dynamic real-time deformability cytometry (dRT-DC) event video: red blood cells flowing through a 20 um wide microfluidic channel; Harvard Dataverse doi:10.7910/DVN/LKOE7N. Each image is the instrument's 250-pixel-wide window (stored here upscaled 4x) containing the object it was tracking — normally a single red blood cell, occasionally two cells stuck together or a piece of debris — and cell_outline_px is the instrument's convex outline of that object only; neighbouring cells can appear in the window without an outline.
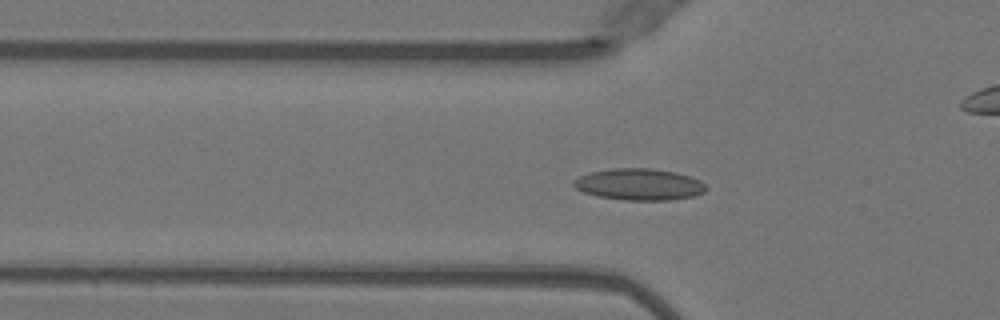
{"species": "Egyptian fruit bat (a non-hibernating species)", "species_latin": "Rousettus aegyptiacus", "temperature_condition": "warm", "stored_images_in_passage": 26, "camera_frame_rate_fps": 3000, "um_per_image_px": 0.085, "animal": {"sex": "female"}, "frame": {"image": 1, "passage_image": 3, "time_ms": 0.667, "image_size_px": [1000, 320], "cell_outline_px": [[708, 188], [704, 192], [692, 196], [668, 200], [624, 200], [596, 196], [584, 192], [576, 188], [572, 184], [572, 180], [580, 176], [592, 172], [612, 168], [652, 168], [676, 172], [700, 180]], "centroid_in_image_um": [54.32, 15.67], "position_along_channel_um": 71.5, "area_um2": 24.33}}
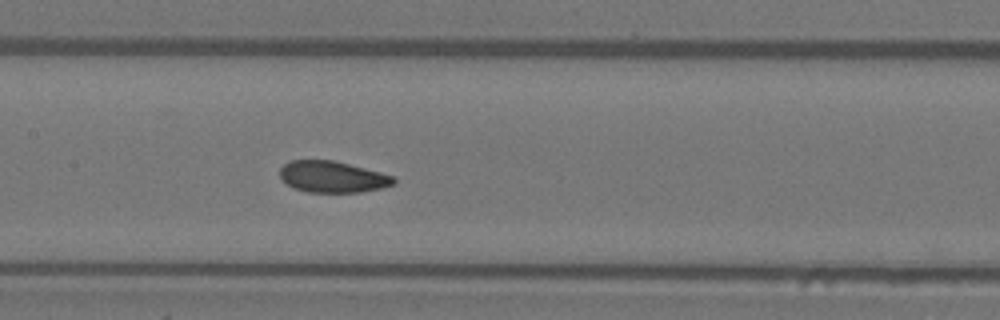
{"frame": {"image": 2, "passage_image": 11, "time_ms": 3.333, "image_size_px": [1000, 320], "cell_outline_px": [[396, 184], [380, 188], [360, 192], [308, 192], [292, 188], [280, 176], [280, 168], [284, 164], [292, 160], [332, 160], [396, 176]], "centroid_in_image_um": [28.28, 15.03], "position_along_channel_um": 179.1, "area_um2": 20.75}}
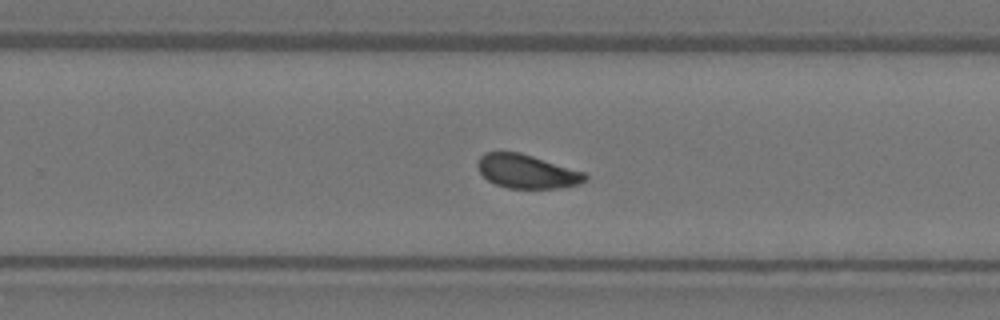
{"frame": {"image": 3, "passage_image": 19, "time_ms": 6.0, "image_size_px": [1000, 320], "cell_outline_px": [[588, 180], [580, 184], [560, 188], [508, 188], [496, 184], [488, 180], [476, 168], [476, 164], [480, 156], [484, 152], [520, 152], [584, 172], [588, 176]], "centroid_in_image_um": [44.78, 14.57], "position_along_channel_um": 285.0, "area_um2": 21.21}}